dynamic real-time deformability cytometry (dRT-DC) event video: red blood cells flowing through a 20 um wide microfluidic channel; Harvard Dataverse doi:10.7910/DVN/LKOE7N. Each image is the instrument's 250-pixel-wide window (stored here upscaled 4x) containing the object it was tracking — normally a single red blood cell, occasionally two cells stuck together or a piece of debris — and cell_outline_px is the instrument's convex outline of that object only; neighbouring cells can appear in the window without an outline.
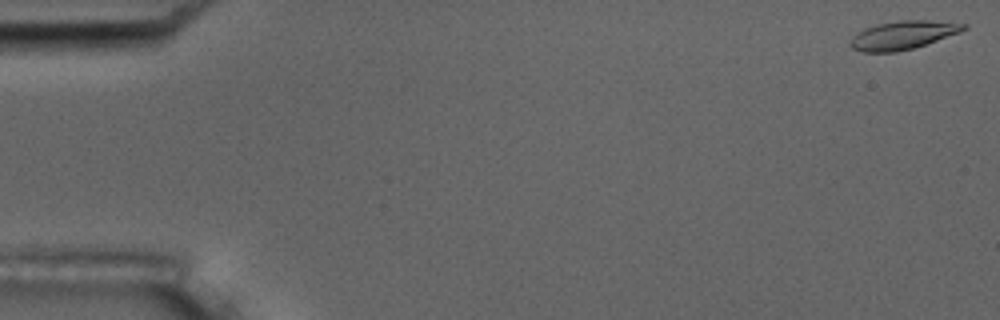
{"species": "common noctule bat (a hibernating species)", "species_latin": "Nyctalus noctula", "temperature_condition": "room temperature", "stored_images_in_passage": 6, "camera_frame_rate_fps": 3000, "um_per_image_px": 0.085, "animal": {"sex": "male", "body_mass_g": 17.5, "forearm_length_mm": 52.3}, "frame": {"image": 1, "passage_image": 1, "time_ms": 0.0, "image_size_px": [1000, 320], "cell_outline_px": [[968, 28], [960, 32], [912, 48], [896, 52], [864, 52], [852, 48], [848, 44], [852, 36], [864, 28], [876, 24], [900, 20], [928, 20], [968, 24]], "centroid_in_image_um": [76.71, 2.98], "position_along_channel_um": 8.3, "area_um2": 18.67}}
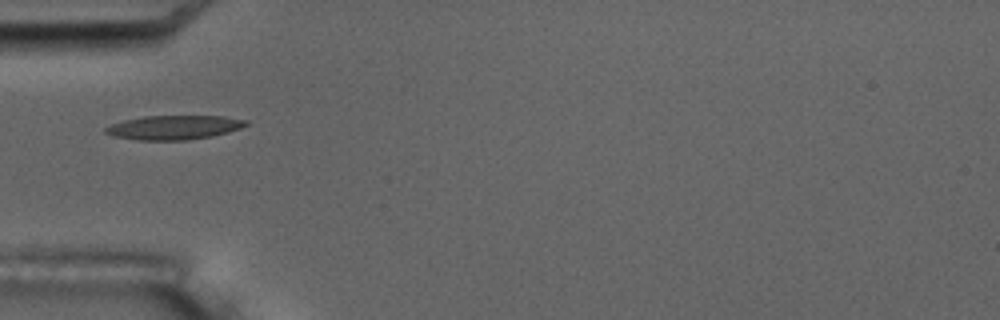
{"frame": {"image": 2, "passage_image": 5, "time_ms": 6.0, "image_size_px": [1000, 320], "cell_outline_px": [[248, 124], [240, 128], [228, 132], [212, 136], [188, 140], [136, 140], [112, 136], [104, 132], [104, 128], [112, 124], [124, 120], [144, 116], [224, 116], [248, 120]], "centroid_in_image_um": [14.78, 10.83], "position_along_channel_um": 70.2, "area_um2": 19.83}}